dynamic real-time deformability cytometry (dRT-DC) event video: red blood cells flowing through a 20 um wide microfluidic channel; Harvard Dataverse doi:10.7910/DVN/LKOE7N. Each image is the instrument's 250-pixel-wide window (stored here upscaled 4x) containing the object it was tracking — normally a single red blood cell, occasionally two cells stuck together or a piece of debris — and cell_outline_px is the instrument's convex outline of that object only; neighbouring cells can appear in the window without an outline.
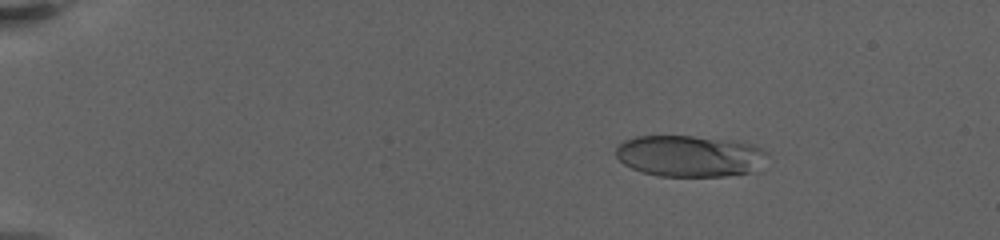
{"species": "human", "species_latin": "Homo sapiens", "temperature_condition": "warm", "stored_images_in_passage": 43, "camera_frame_rate_fps": 3000, "um_per_image_px": 0.085, "donor": {"sex": "female"}, "frame": {"image": 1, "passage_image": 21, "time_ms": 3.667, "image_size_px": [1000, 240], "cell_outline_px": [[768, 152], [748, 172], [724, 176], [660, 176], [640, 172], [624, 164], [616, 156], [616, 148], [624, 140], [636, 136], [692, 136], [732, 140], [752, 144]], "centroid_in_image_um": [58.52, 13.25], "position_along_channel_um": 26.5, "area_um2": 35.95}}
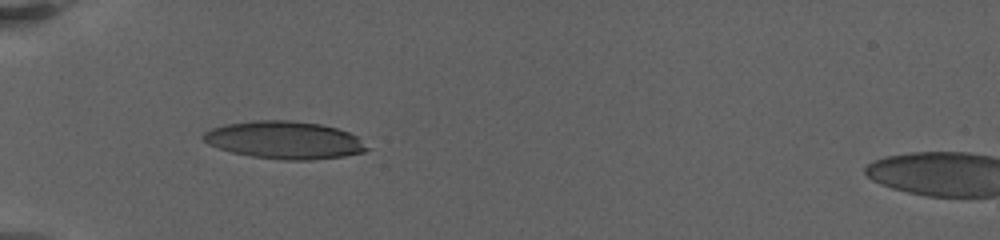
{"frame": {"image": 2, "passage_image": 42, "time_ms": 7.667, "image_size_px": [1000, 240], "cell_outline_px": [[372, 148], [364, 152], [344, 156], [312, 160], [284, 160], [252, 156], [232, 152], [208, 144], [200, 136], [204, 132], [212, 128], [224, 124], [252, 120], [292, 120], [320, 124], [336, 128], [348, 132], [356, 136]], "centroid_in_image_um": [24.19, 11.9], "position_along_channel_um": 60.8, "area_um2": 36.01}}